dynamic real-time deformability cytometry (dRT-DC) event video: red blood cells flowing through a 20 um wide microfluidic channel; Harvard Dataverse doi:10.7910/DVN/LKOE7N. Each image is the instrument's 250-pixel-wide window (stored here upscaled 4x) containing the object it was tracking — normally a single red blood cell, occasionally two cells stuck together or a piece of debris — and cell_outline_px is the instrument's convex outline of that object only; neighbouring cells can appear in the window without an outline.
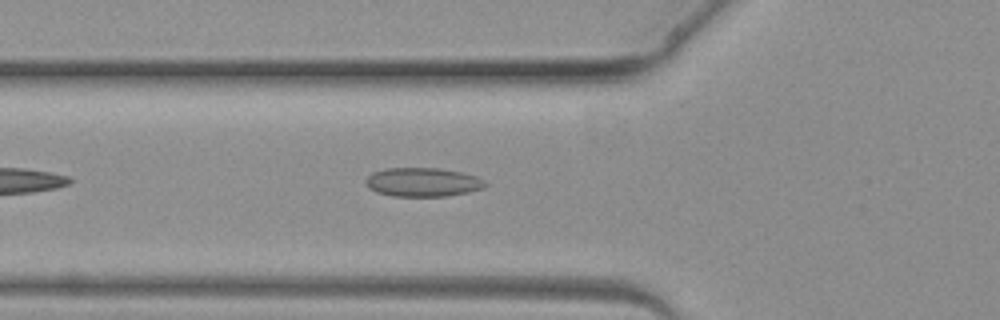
{"species": "common noctule bat (a hibernating species)", "species_latin": "Nyctalus noctula", "temperature_condition": "warm", "stored_images_in_passage": 11, "camera_frame_rate_fps": 3000, "um_per_image_px": 0.085, "animal": {"sex": "female", "body_mass_g": 19.3, "forearm_length_mm": 54.1}, "frame": {"image": 1, "passage_image": 4, "time_ms": 1.0, "image_size_px": [1000, 320], "cell_outline_px": [[488, 184], [484, 188], [468, 192], [448, 196], [392, 196], [376, 192], [368, 188], [364, 184], [364, 180], [372, 172], [384, 168], [440, 168], [464, 172], [476, 176], [484, 180]], "centroid_in_image_um": [35.92, 15.48], "position_along_channel_um": 89.9, "area_um2": 20.46}}
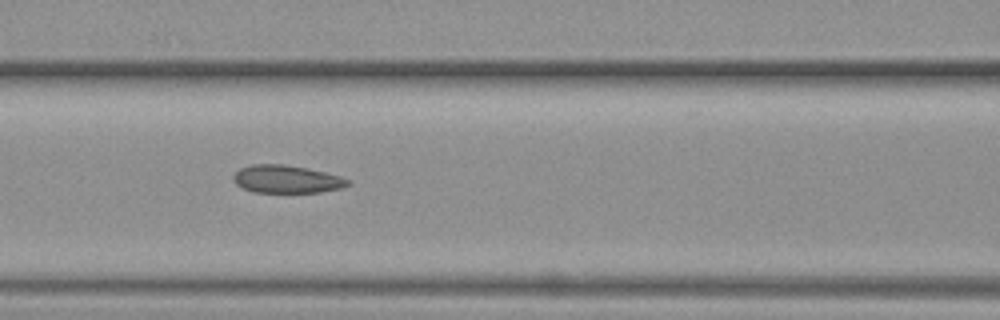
{"frame": {"image": 2, "passage_image": 7, "time_ms": 2.0, "image_size_px": [1000, 320], "cell_outline_px": [[352, 184], [340, 188], [320, 192], [252, 192], [236, 184], [232, 180], [232, 176], [240, 168], [252, 164], [284, 164], [308, 168], [340, 176], [348, 180]], "centroid_in_image_um": [24.34, 15.22], "position_along_channel_um": 142.3, "area_um2": 18.55}}